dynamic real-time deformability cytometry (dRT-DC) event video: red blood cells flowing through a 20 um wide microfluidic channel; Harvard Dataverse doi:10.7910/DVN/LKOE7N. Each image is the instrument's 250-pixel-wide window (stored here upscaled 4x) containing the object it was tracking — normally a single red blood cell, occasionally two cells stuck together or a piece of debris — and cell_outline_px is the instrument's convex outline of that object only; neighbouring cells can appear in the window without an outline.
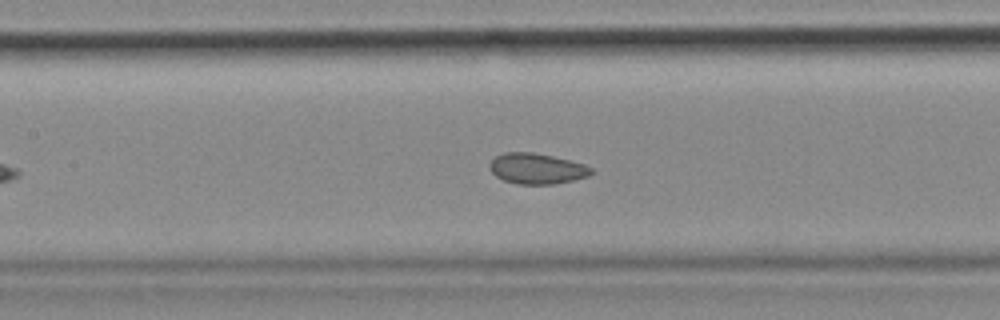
{"species": "common noctule bat (a hibernating species)", "species_latin": "Nyctalus noctula", "temperature_condition": "cold", "stored_images_in_passage": 42, "camera_frame_rate_fps": 3000, "um_per_image_px": 0.085, "animal": {"sex": "female", "body_mass_g": 18.4}, "frame": {"image": 1, "passage_image": 19, "time_ms": 6.0, "image_size_px": [1000, 320], "cell_outline_px": [[596, 172], [588, 176], [572, 180], [552, 184], [516, 184], [504, 180], [496, 176], [488, 168], [488, 164], [496, 156], [504, 152], [532, 152], [552, 156], [584, 164], [592, 168]], "centroid_in_image_um": [45.61, 14.33], "position_along_channel_um": 161.8, "area_um2": 18.15}, "authors_computed_cell_mechanics": {"area_um2": 18.6983, "velocity_mm_per_s": 3.6525, "shape_relaxation_time_tau1_ms": null, "shape_relaxation_time_tau2_ms": 1.649, "deformation_change_tau1": null, "deformation_change_tau2": 0.058}}